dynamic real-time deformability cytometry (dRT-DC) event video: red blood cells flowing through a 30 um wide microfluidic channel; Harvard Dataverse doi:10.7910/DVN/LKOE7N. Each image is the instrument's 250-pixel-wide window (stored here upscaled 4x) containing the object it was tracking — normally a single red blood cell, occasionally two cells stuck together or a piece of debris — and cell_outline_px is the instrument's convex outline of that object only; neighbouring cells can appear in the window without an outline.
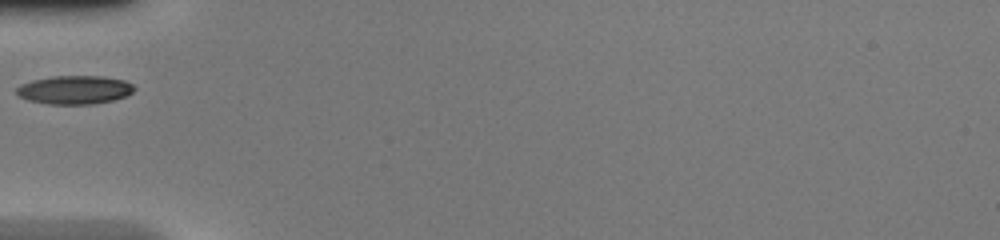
{"species": "common noctule bat (a hibernating species)", "species_latin": "Nyctalus noctula", "temperature_condition": "warm", "stored_images_in_passage": 21, "camera_frame_rate_fps": 3000, "um_per_image_px": 0.085, "animal": {"sex": "female", "body_mass_g": 20.0, "forearm_length_mm": 54.0}, "frame": {"image": 1, "passage_image": 1, "time_ms": 0.0, "image_size_px": [1000, 240], "cell_outline_px": [[136, 88], [132, 92], [124, 96], [112, 100], [92, 104], [48, 104], [28, 100], [20, 96], [16, 92], [16, 88], [20, 84], [32, 80], [52, 76], [104, 76], [124, 80], [132, 84]], "centroid_in_image_um": [6.33, 7.63], "position_along_channel_um": 78.7, "area_um2": 19.54}}
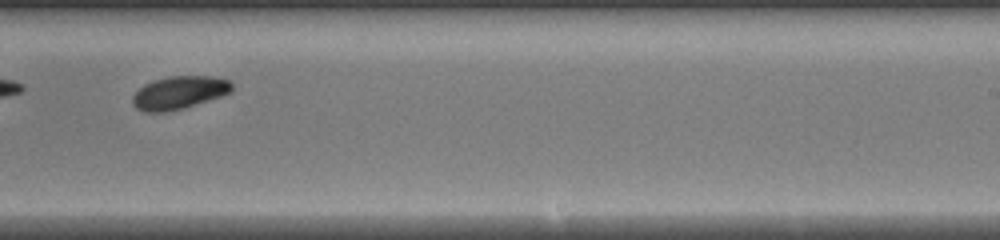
{"frame": {"image": 2, "passage_image": 15, "time_ms": 4.667, "image_size_px": [1000, 240], "cell_outline_px": [[232, 92], [184, 108], [164, 112], [144, 112], [136, 108], [132, 104], [132, 96], [144, 84], [152, 80], [168, 76], [216, 76], [228, 80], [232, 84]], "centroid_in_image_um": [15.21, 7.86], "position_along_channel_um": 273.8, "area_um2": 19.13}}
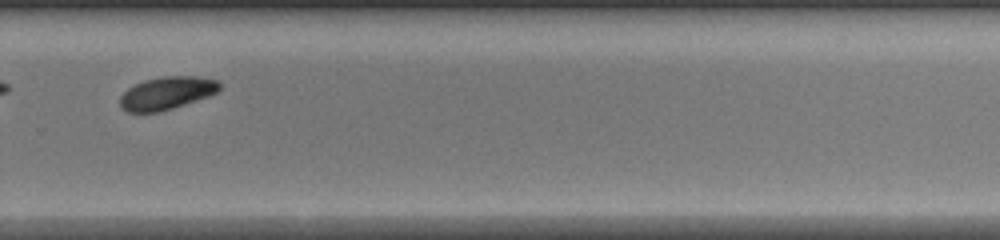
{"frame": {"image": 3, "passage_image": 18, "time_ms": 5.667, "image_size_px": [1000, 240], "cell_outline_px": [[220, 88], [216, 92], [208, 96], [172, 108], [156, 112], [128, 112], [120, 108], [120, 96], [128, 88], [144, 80], [160, 76], [196, 76], [216, 80], [220, 84]], "centroid_in_image_um": [14.14, 7.91], "position_along_channel_um": 315.7, "area_um2": 18.84}}